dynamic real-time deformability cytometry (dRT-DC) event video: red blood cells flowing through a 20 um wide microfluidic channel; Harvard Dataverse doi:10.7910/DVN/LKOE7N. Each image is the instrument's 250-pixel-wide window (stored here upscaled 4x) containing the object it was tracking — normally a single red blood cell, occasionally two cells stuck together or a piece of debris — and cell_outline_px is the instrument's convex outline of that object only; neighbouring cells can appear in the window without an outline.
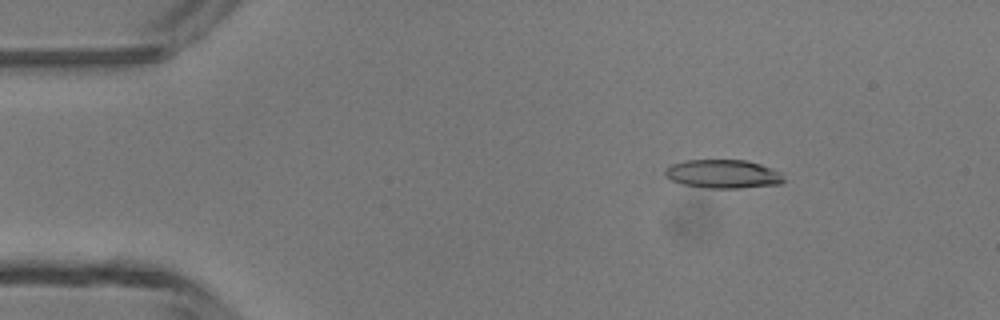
{"species": "common noctule bat (a hibernating species)", "species_latin": "Nyctalus noctula", "temperature_condition": "room temperature", "stored_images_in_passage": 37, "camera_frame_rate_fps": 3000, "um_per_image_px": 0.085, "animal": {"sex": "male", "body_mass_g": 13.3}, "frame": {"image": 1, "passage_image": 2, "time_ms": 0.333, "image_size_px": [1000, 320], "cell_outline_px": [[784, 180], [780, 184], [740, 188], [708, 188], [680, 184], [664, 176], [664, 168], [672, 164], [684, 160], [744, 160], [760, 164], [772, 168], [780, 172]], "centroid_in_image_um": [61.41, 14.79], "position_along_channel_um": 23.6, "area_um2": 19.88}}
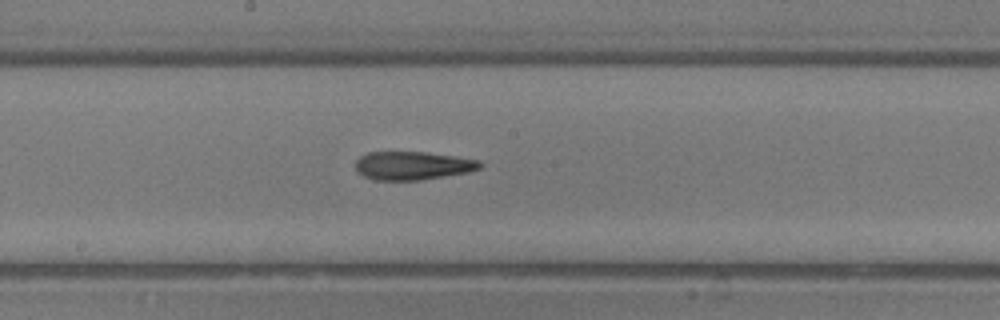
{"frame": {"image": 2, "passage_image": 20, "time_ms": 6.333, "image_size_px": [1000, 320], "cell_outline_px": [[484, 164], [480, 168], [468, 172], [420, 180], [376, 180], [364, 176], [356, 172], [356, 160], [360, 156], [368, 152], [424, 152], [456, 156], [480, 160]], "centroid_in_image_um": [35.08, 14.07], "position_along_channel_um": 213.1, "area_um2": 20.63}}
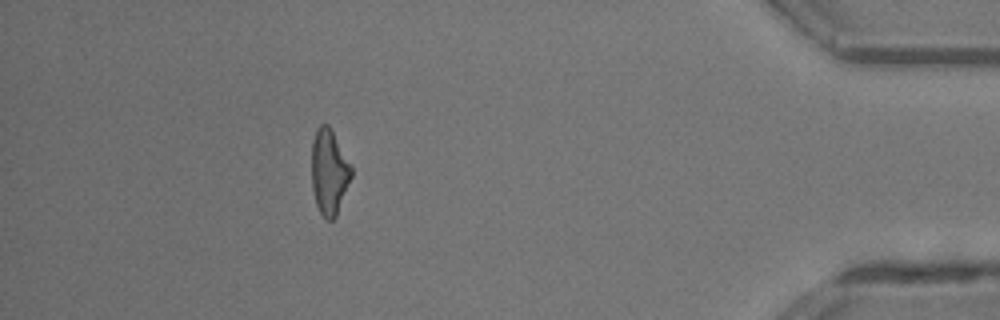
{"frame": {"image": 3, "passage_image": 37, "time_ms": 12.0, "image_size_px": [1000, 320], "cell_outline_px": [[352, 176], [336, 216], [332, 220], [328, 220], [320, 212], [316, 204], [312, 188], [312, 140], [316, 128], [320, 124], [328, 124], [352, 164]], "centroid_in_image_um": [27.98, 14.58], "position_along_channel_um": 407.2, "area_um2": 19.83}, "authors_computed_cell_mechanics": {"area_um2": 20.7502, "velocity_mm_per_s": 4.4034, "shape_relaxation_time_tau1_ms": 11.2782, "shape_relaxation_time_tau2_ms": 5.3358, "deformation_change_tau1": 0.3231, "deformation_change_tau2": 0.1807}}